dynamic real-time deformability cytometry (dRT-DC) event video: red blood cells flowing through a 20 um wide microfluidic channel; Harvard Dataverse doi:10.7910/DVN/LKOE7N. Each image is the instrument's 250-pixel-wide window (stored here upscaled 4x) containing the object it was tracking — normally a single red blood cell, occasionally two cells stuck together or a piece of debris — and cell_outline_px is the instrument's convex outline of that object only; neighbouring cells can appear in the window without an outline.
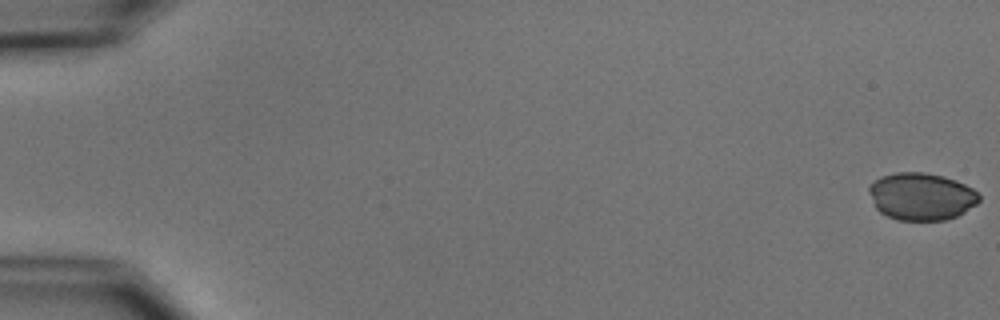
{"species": "common noctule bat (a hibernating species)", "species_latin": "Nyctalus noctula", "temperature_condition": "cold", "stored_images_in_passage": 15, "camera_frame_rate_fps": 3000, "um_per_image_px": 0.085, "animal": {"sex": "male", "body_mass_g": 15.6}, "frame": {"image": 1, "passage_image": 1, "time_ms": 0.0, "image_size_px": [1000, 320], "cell_outline_px": [[980, 200], [976, 204], [964, 212], [956, 216], [944, 220], [896, 220], [880, 212], [876, 208], [868, 192], [868, 188], [880, 176], [896, 172], [924, 172], [944, 176], [956, 180], [972, 188], [980, 196]], "centroid_in_image_um": [78.31, 16.69], "position_along_channel_um": 6.7, "area_um2": 30.4}}
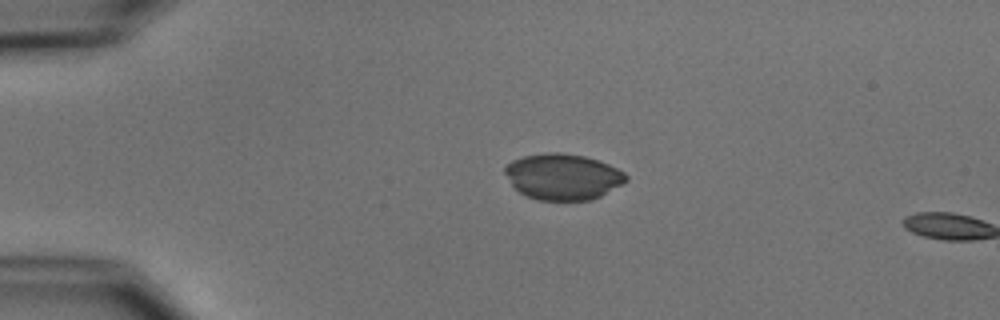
{"frame": {"image": 2, "passage_image": 13, "time_ms": 4.0, "image_size_px": [1000, 320], "cell_outline_px": [[628, 180], [624, 184], [600, 196], [588, 200], [536, 200], [520, 192], [512, 184], [504, 172], [504, 168], [512, 160], [524, 156], [548, 152], [560, 152], [584, 156], [600, 160], [624, 172], [628, 176]], "centroid_in_image_um": [47.87, 15.01], "position_along_channel_um": 37.1, "area_um2": 32.48}}